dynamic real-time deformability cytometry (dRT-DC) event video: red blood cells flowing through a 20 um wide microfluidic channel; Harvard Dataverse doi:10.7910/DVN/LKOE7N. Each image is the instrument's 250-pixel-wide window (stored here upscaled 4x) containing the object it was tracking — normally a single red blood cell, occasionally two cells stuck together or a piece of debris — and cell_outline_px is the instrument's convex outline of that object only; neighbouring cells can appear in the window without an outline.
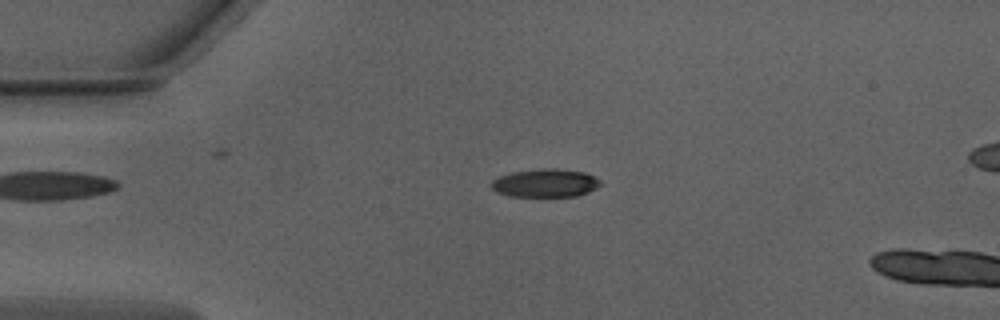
{"species": "Egyptian fruit bat (a non-hibernating species)", "species_latin": "Rousettus aegyptiacus", "temperature_condition": "warm", "stored_images_in_passage": 4, "camera_frame_rate_fps": 3000, "um_per_image_px": 0.085, "animal": {"sex": "male"}, "frame": {"image": 1, "passage_image": 1, "time_ms": 0.0, "image_size_px": [1000, 320], "cell_outline_px": [[600, 184], [596, 188], [588, 192], [576, 196], [508, 196], [496, 192], [492, 188], [492, 180], [500, 176], [512, 172], [544, 168], [556, 168], [584, 172], [600, 180]], "centroid_in_image_um": [46.34, 15.56], "position_along_channel_um": 38.7, "area_um2": 17.8}}